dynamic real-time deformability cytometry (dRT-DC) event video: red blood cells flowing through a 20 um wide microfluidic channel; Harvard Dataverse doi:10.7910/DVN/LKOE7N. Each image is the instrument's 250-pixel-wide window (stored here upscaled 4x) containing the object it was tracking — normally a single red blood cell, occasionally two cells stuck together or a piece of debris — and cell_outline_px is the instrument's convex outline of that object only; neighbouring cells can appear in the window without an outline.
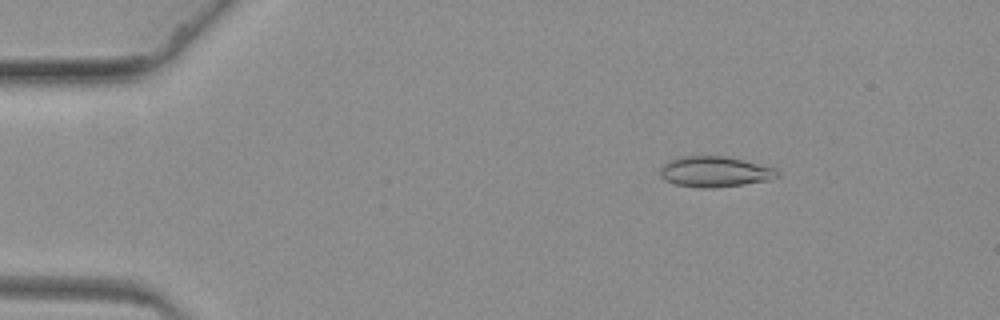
{"species": "common noctule bat (a hibernating species)", "species_latin": "Nyctalus noctula", "temperature_condition": "warm", "stored_images_in_passage": 64, "camera_frame_rate_fps": 3000, "um_per_image_px": 0.085, "animal": {"sex": "female", "body_mass_g": 19.3, "forearm_length_mm": 54.1}, "frame": {"image": 1, "passage_image": 10, "time_ms": 3.0, "image_size_px": [1000, 320], "cell_outline_px": [[780, 176], [772, 180], [744, 184], [712, 188], [700, 188], [676, 184], [664, 180], [660, 176], [660, 168], [668, 160], [680, 156], [728, 156], [772, 168], [780, 172]], "centroid_in_image_um": [60.74, 14.6], "position_along_channel_um": 24.3, "area_um2": 20.98}}
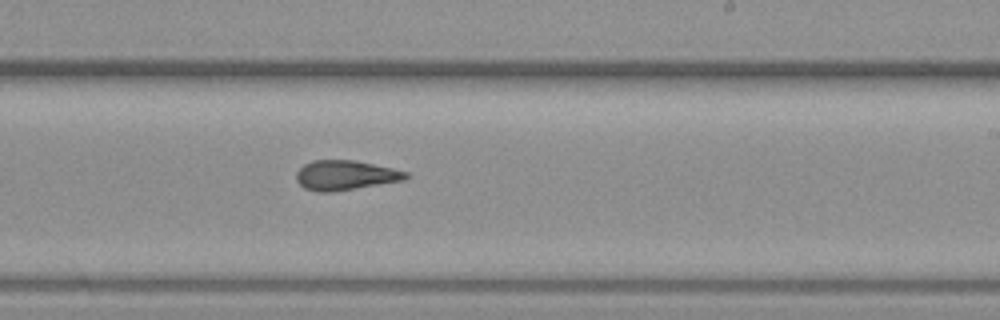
{"frame": {"image": 2, "passage_image": 39, "time_ms": 12.667, "image_size_px": [1000, 320], "cell_outline_px": [[408, 176], [404, 180], [332, 192], [320, 192], [304, 188], [296, 180], [296, 172], [304, 164], [312, 160], [352, 160], [392, 168], [408, 172]], "centroid_in_image_um": [29.32, 14.89], "position_along_channel_um": 259.7, "area_um2": 18.79}}
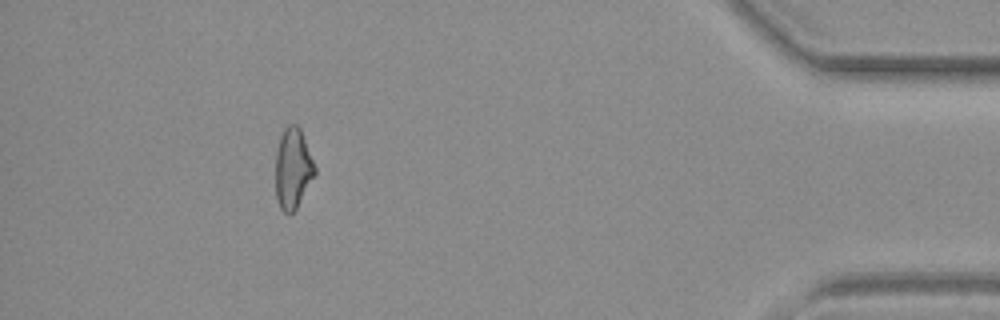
{"frame": {"image": 3, "passage_image": 58, "time_ms": 19.0, "image_size_px": [1000, 320], "cell_outline_px": [[316, 172], [296, 208], [288, 216], [280, 208], [276, 200], [276, 152], [280, 136], [284, 128], [288, 124], [296, 124], [300, 128], [316, 168]], "centroid_in_image_um": [24.88, 14.32], "position_along_channel_um": 410.3, "area_um2": 18.32}}